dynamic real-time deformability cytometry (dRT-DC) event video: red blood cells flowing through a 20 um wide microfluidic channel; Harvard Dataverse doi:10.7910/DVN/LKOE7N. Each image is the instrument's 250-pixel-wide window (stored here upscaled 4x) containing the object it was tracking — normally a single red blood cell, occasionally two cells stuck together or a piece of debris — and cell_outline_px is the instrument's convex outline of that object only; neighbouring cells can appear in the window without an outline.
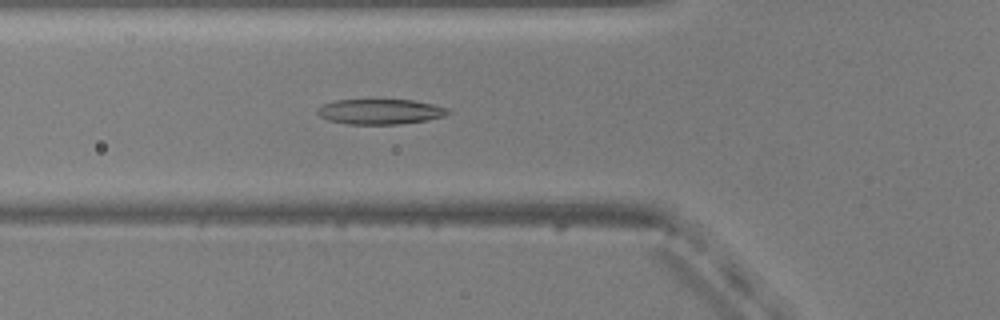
{"species": "common noctule bat (a hibernating species)", "species_latin": "Nyctalus noctula", "temperature_condition": "warm", "stored_images_in_passage": 53, "camera_frame_rate_fps": 3000, "um_per_image_px": 0.085, "animal": {"sex": "male", "body_mass_g": 20.5, "forearm_length_mm": 52.5}, "frame": {"image": 1, "passage_image": 19, "time_ms": 6.0, "image_size_px": [1000, 320], "cell_outline_px": [[452, 112], [444, 116], [424, 120], [396, 124], [348, 124], [328, 120], [320, 116], [316, 112], [316, 108], [324, 104], [336, 100], [412, 100], [432, 104], [448, 108]], "centroid_in_image_um": [32.29, 9.48], "position_along_channel_um": 93.5, "area_um2": 19.02}}
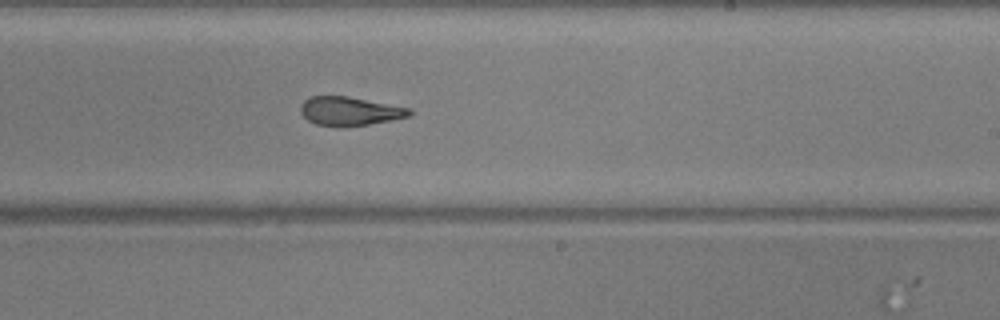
{"frame": {"image": 2, "passage_image": 32, "time_ms": 10.333, "image_size_px": [1000, 320], "cell_outline_px": [[412, 116], [392, 120], [368, 124], [340, 128], [316, 124], [308, 120], [300, 112], [300, 104], [308, 96], [348, 96], [412, 108]], "centroid_in_image_um": [29.73, 9.45], "position_along_channel_um": 259.3, "area_um2": 18.61}}
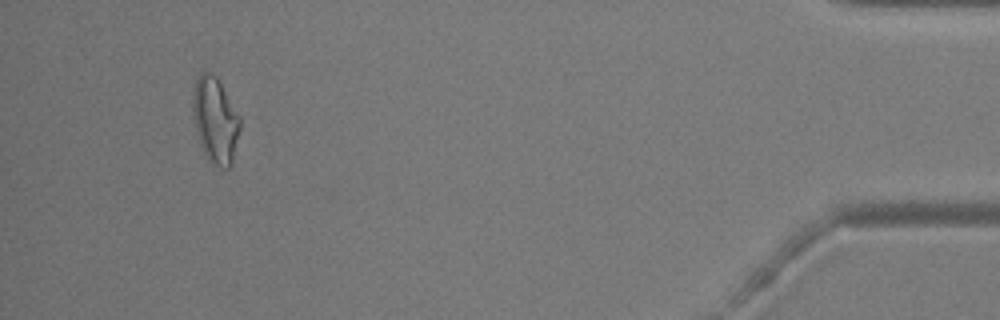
{"frame": {"image": 3, "passage_image": 50, "time_ms": 16.333, "image_size_px": [1000, 320], "cell_outline_px": [[240, 128], [232, 168], [220, 168], [208, 160], [204, 152], [192, 116], [192, 96], [196, 80], [200, 72], [208, 72], [216, 76], [240, 116]], "centroid_in_image_um": [18.31, 10.24], "position_along_channel_um": 416.9, "area_um2": 23.64}, "authors_computed_cell_mechanics": {"area_um2": 20.1722, "velocity_mm_per_s": 3.8079, "shape_relaxation_time_tau1_ms": 6.7547, "shape_relaxation_time_tau2_ms": 2.7472, "deformation_change_tau1": 0.2131, "deformation_change_tau2": 0.109}}